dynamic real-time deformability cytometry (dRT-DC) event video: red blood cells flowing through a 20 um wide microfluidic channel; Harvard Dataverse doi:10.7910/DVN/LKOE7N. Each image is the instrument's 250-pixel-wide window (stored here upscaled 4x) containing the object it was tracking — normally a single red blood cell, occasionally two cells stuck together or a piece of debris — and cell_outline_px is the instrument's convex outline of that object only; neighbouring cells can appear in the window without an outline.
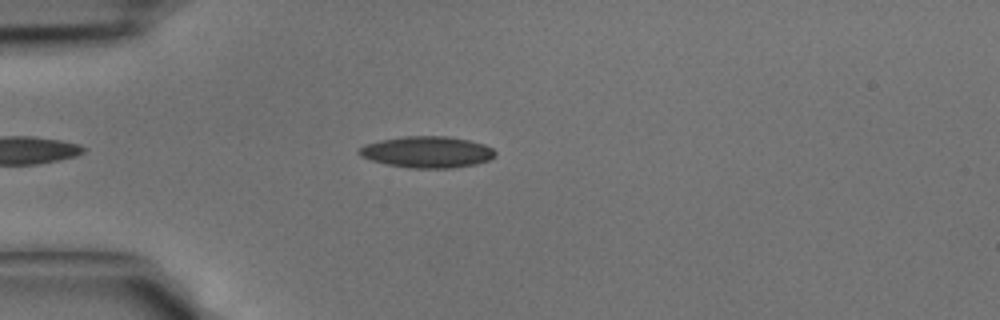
{"species": "common noctule bat (a hibernating species)", "species_latin": "Nyctalus noctula", "temperature_condition": "cold", "stored_images_in_passage": 33, "camera_frame_rate_fps": 3000, "um_per_image_px": 0.085, "animal": {"sex": "male", "body_mass_g": 15.6}, "frame": {"image": 1, "passage_image": 5, "time_ms": 1.333, "image_size_px": [1000, 320], "cell_outline_px": [[496, 156], [488, 160], [476, 164], [452, 168], [408, 168], [384, 164], [360, 156], [356, 152], [364, 144], [380, 140], [404, 136], [448, 136], [468, 140], [484, 144], [492, 148], [496, 152]], "centroid_in_image_um": [36.29, 12.92], "position_along_channel_um": 48.7, "area_um2": 25.09}}
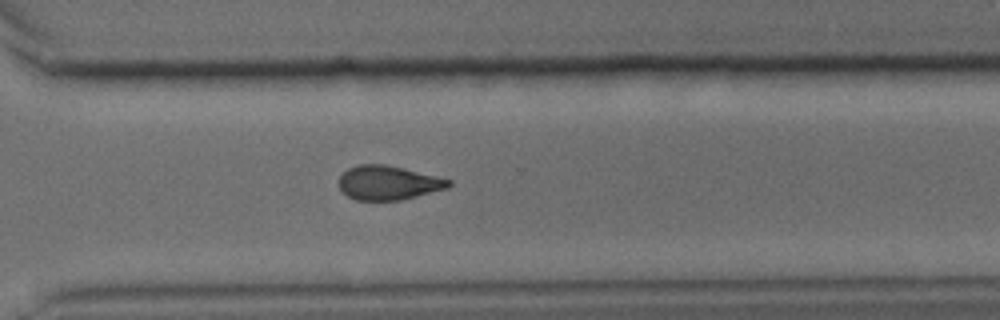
{"frame": {"image": 2, "passage_image": 24, "time_ms": 7.667, "image_size_px": [1000, 320], "cell_outline_px": [[452, 184], [448, 188], [400, 200], [356, 200], [348, 196], [340, 188], [340, 176], [348, 168], [356, 164], [384, 164], [404, 168], [452, 180]], "centroid_in_image_um": [33.01, 15.53], "position_along_channel_um": 337.6, "area_um2": 21.73}}
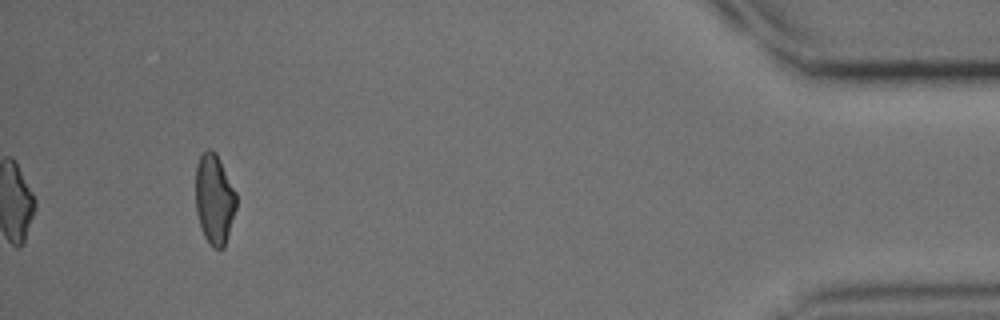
{"frame": {"image": 3, "passage_image": 33, "time_ms": 10.667, "image_size_px": [1000, 320], "cell_outline_px": [[236, 208], [228, 236], [224, 248], [212, 248], [208, 244], [204, 236], [196, 212], [196, 164], [200, 156], [208, 148], [212, 148], [216, 152], [236, 192]], "centroid_in_image_um": [18.22, 16.93], "position_along_channel_um": 417.0, "area_um2": 21.44}}